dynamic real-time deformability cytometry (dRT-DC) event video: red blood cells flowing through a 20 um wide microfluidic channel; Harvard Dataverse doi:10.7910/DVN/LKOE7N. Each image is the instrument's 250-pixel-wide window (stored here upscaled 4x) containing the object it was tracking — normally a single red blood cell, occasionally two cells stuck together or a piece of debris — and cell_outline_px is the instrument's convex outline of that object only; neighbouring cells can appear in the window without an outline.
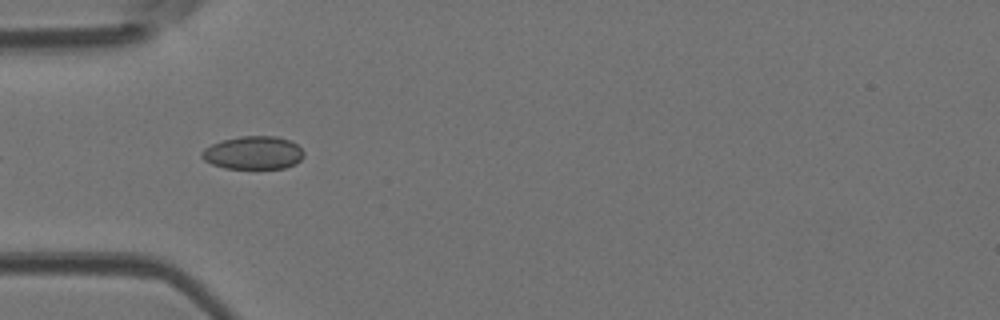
{"species": "Egyptian fruit bat (a non-hibernating species)", "species_latin": "Rousettus aegyptiacus", "temperature_condition": "room temperature", "stored_images_in_passage": 8, "camera_frame_rate_fps": 3000, "um_per_image_px": 0.085, "animal": {"sex": "female"}, "frame": {"image": 1, "passage_image": 5, "time_ms": 1.333, "image_size_px": [1000, 320], "cell_outline_px": [[304, 156], [296, 164], [284, 168], [224, 168], [212, 164], [204, 160], [200, 156], [200, 152], [204, 148], [212, 144], [224, 140], [240, 136], [276, 136], [292, 140], [304, 152]], "centroid_in_image_um": [21.54, 12.98], "position_along_channel_um": 63.5, "area_um2": 19.77}}
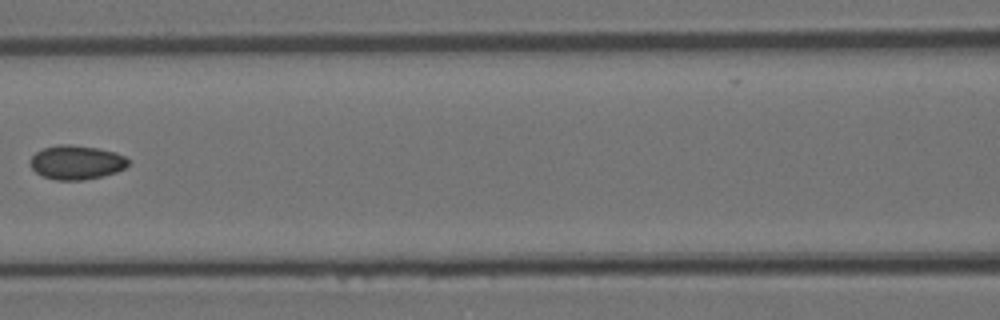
{"frame": {"image": 2, "passage_image": 7, "time_ms": 2.0, "image_size_px": [1000, 320], "cell_outline_px": [[128, 164], [124, 168], [116, 172], [84, 180], [56, 180], [44, 176], [36, 172], [32, 168], [32, 156], [36, 152], [44, 148], [60, 144], [68, 144], [100, 148], [116, 152], [124, 156], [128, 160]], "centroid_in_image_um": [6.52, 13.79], "position_along_channel_um": 160.1, "area_um2": 19.25}}
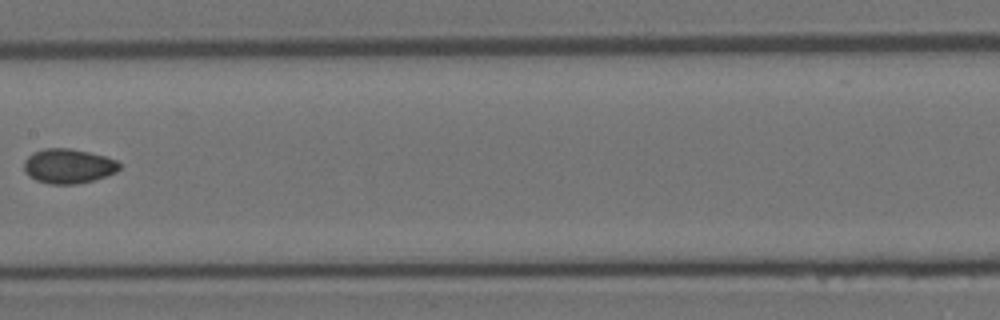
{"frame": {"image": 3, "passage_image": 8, "time_ms": 2.333, "image_size_px": [1000, 320], "cell_outline_px": [[120, 168], [116, 172], [92, 180], [76, 184], [48, 184], [36, 180], [28, 176], [24, 172], [24, 160], [32, 152], [44, 148], [68, 148], [88, 152], [104, 156], [116, 160], [120, 164]], "centroid_in_image_um": [5.76, 14.11], "position_along_channel_um": 201.6, "area_um2": 19.25}}